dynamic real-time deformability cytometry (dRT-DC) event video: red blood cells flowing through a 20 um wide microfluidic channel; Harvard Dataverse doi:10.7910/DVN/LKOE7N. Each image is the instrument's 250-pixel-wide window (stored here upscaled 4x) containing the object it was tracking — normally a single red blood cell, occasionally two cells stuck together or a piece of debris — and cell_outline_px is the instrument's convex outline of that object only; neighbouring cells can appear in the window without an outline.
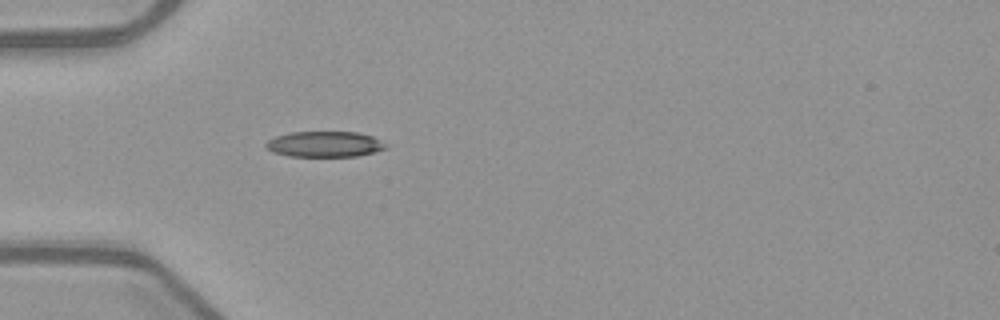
{"species": "common noctule bat (a hibernating species)", "species_latin": "Nyctalus noctula", "temperature_condition": "warm", "stored_images_in_passage": 37, "camera_frame_rate_fps": 3000, "um_per_image_px": 0.085, "animal": {"sex": "female", "body_mass_g": 21.9}, "frame": {"image": 1, "passage_image": 1, "time_ms": 0.0, "image_size_px": [1000, 320], "cell_outline_px": [[388, 148], [356, 156], [288, 156], [272, 152], [264, 144], [268, 140], [276, 136], [292, 132], [356, 132], [372, 136], [388, 144]], "centroid_in_image_um": [27.6, 12.25], "position_along_channel_um": 57.4, "area_um2": 17.86}}
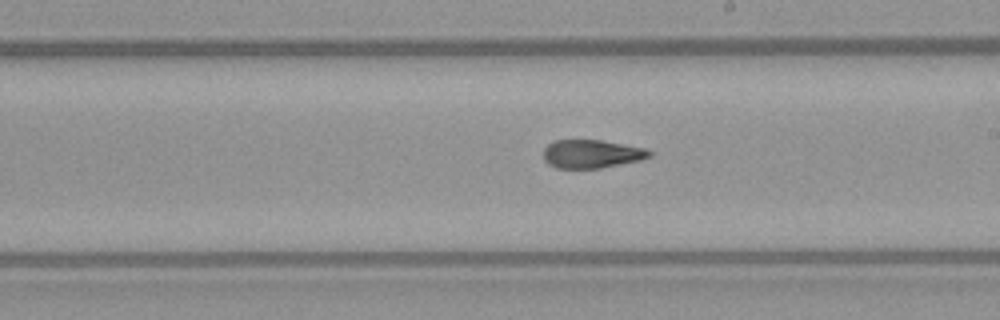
{"frame": {"image": 2, "passage_image": 15, "time_ms": 4.667, "image_size_px": [1000, 320], "cell_outline_px": [[652, 156], [640, 160], [600, 168], [556, 168], [548, 164], [544, 160], [544, 148], [552, 140], [600, 140], [644, 148], [652, 152]], "centroid_in_image_um": [50.26, 13.08], "position_along_channel_um": 238.7, "area_um2": 17.46}}
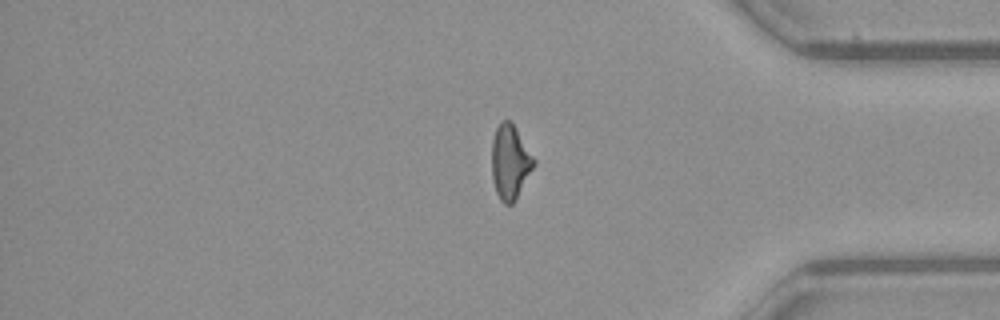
{"frame": {"image": 3, "passage_image": 28, "time_ms": 9.0, "image_size_px": [1000, 320], "cell_outline_px": [[536, 164], [512, 204], [504, 204], [500, 200], [496, 192], [492, 176], [492, 140], [496, 128], [504, 120], [508, 120], [516, 128], [536, 160]], "centroid_in_image_um": [43.36, 13.78], "position_along_channel_um": 391.8, "area_um2": 18.03}, "authors_computed_cell_mechanics": {"area_um2": 18.3226, "velocity_mm_per_s": 4.0085, "shape_relaxation_time_tau1_ms": 5.583, "shape_relaxation_time_tau2_ms": 1.9287, "deformation_change_tau1": 0.1963, "deformation_change_tau2": 0.0978}}